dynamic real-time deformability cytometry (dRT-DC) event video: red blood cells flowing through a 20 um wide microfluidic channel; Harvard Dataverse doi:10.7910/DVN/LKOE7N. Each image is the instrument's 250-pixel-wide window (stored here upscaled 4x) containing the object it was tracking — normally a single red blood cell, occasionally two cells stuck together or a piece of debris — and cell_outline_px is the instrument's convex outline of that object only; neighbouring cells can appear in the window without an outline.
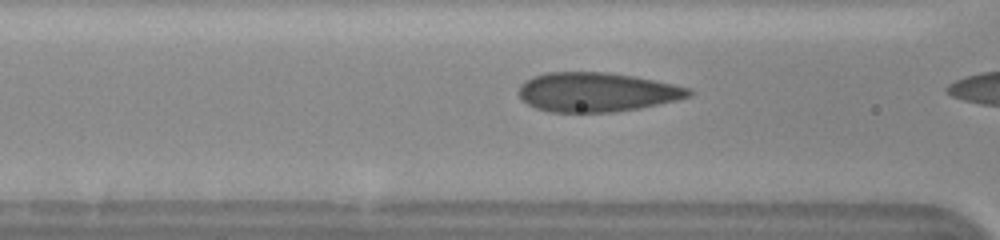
{"species": "human", "species_latin": "Homo sapiens", "temperature_condition": "cold", "stored_images_in_passage": 16, "camera_frame_rate_fps": 3000, "um_per_image_px": 0.085, "donor": {"sex": "female"}, "frame": {"image": 1, "passage_image": 15, "time_ms": 4.667, "image_size_px": [1000, 240], "cell_outline_px": [[692, 96], [676, 100], [640, 108], [612, 112], [548, 112], [536, 108], [528, 104], [516, 92], [520, 84], [524, 80], [532, 76], [548, 72], [608, 72], [636, 76], [692, 88]], "centroid_in_image_um": [50.71, 7.82], "position_along_channel_um": 115.9, "area_um2": 39.25}}